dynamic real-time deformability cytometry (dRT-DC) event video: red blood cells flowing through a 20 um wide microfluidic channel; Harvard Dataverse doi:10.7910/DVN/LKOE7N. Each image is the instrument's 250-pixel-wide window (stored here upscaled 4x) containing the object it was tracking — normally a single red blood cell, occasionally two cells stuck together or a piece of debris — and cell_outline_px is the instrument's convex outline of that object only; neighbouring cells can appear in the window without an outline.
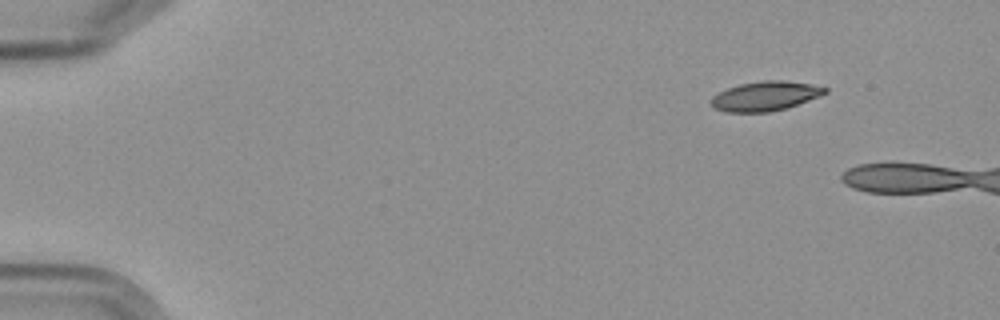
{"species": "Egyptian fruit bat (a non-hibernating species)", "species_latin": "Rousettus aegyptiacus", "temperature_condition": "cold", "stored_images_in_passage": 4, "camera_frame_rate_fps": 3000, "um_per_image_px": 0.085, "frame": {"image": 1, "passage_image": 1, "time_ms": 0.0, "image_size_px": [1000, 320], "cell_outline_px": [[828, 92], [820, 96], [788, 108], [768, 112], [728, 112], [716, 108], [712, 104], [712, 96], [728, 88], [740, 84], [764, 80], [784, 80], [812, 84], [828, 88]], "centroid_in_image_um": [65.11, 8.16], "position_along_channel_um": 19.9, "area_um2": 19.48}}